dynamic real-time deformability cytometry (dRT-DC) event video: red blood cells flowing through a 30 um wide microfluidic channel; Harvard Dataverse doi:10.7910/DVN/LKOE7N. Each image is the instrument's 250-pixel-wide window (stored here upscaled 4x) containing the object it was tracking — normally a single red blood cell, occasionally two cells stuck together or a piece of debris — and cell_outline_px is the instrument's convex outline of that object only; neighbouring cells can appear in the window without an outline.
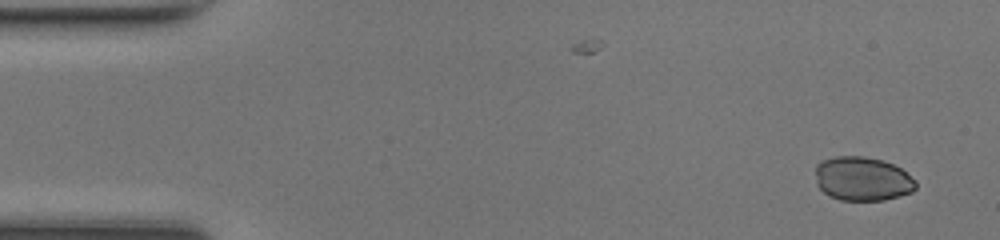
{"species": "common noctule bat (a hibernating species)", "species_latin": "Nyctalus noctula", "temperature_condition": "room temperature", "stored_images_in_passage": 48, "camera_frame_rate_fps": 3000, "um_per_image_px": 0.085, "animal": {"sex": "female", "body_mass_g": 17.0, "forearm_length_mm": 48.0}, "frame": {"image": 1, "passage_image": 2, "time_ms": 0.333, "image_size_px": [1000, 240], "cell_outline_px": [[916, 188], [912, 192], [884, 200], [840, 200], [828, 196], [816, 184], [816, 164], [820, 160], [836, 156], [864, 156], [884, 160], [900, 168], [916, 180]], "centroid_in_image_um": [73.29, 15.19], "position_along_channel_um": 11.7, "area_um2": 25.95}}
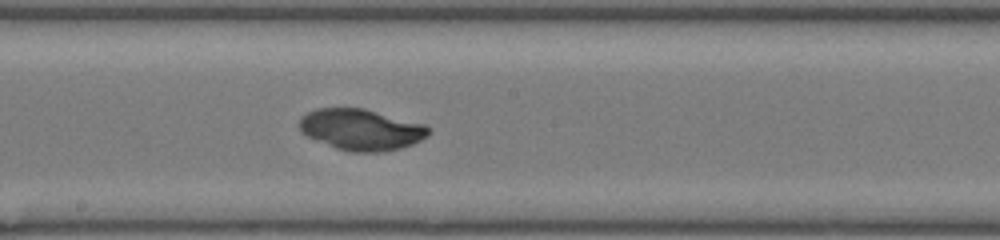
{"frame": {"image": 2, "passage_image": 25, "time_ms": 8.0, "image_size_px": [1000, 240], "cell_outline_px": [[432, 132], [428, 136], [412, 144], [400, 148], [384, 152], [352, 152], [336, 148], [316, 140], [300, 132], [300, 116], [316, 108], [364, 108], [424, 124], [432, 128]], "centroid_in_image_um": [30.72, 11.01], "position_along_channel_um": 217.5, "area_um2": 31.1}}
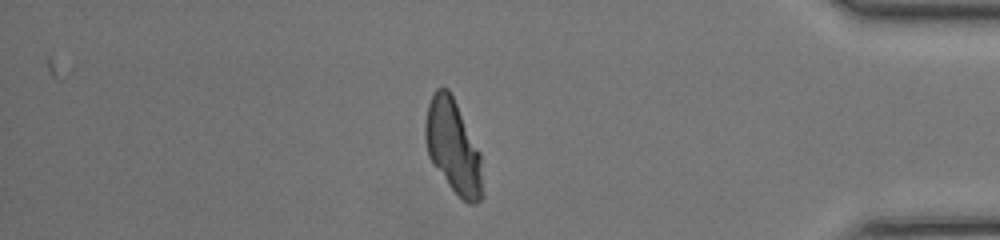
{"frame": {"image": 3, "passage_image": 40, "time_ms": 13.0, "image_size_px": [1000, 240], "cell_outline_px": [[484, 196], [476, 204], [468, 204], [448, 184], [432, 164], [428, 156], [424, 136], [424, 124], [428, 104], [436, 88], [448, 88], [480, 152]], "centroid_in_image_um": [38.51, 12.51], "position_along_channel_um": 396.7, "area_um2": 31.1}}